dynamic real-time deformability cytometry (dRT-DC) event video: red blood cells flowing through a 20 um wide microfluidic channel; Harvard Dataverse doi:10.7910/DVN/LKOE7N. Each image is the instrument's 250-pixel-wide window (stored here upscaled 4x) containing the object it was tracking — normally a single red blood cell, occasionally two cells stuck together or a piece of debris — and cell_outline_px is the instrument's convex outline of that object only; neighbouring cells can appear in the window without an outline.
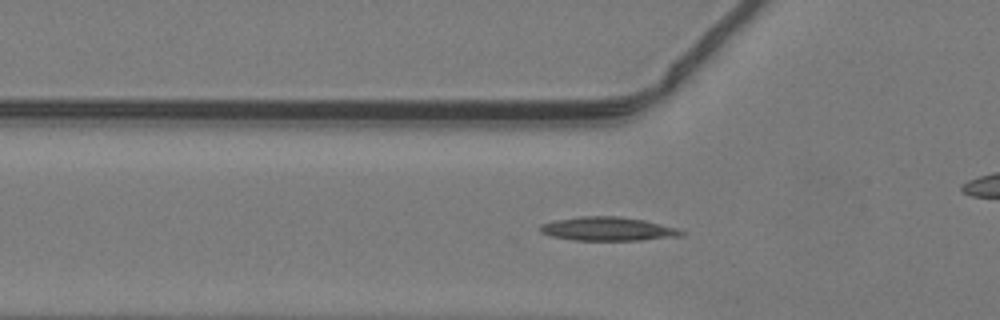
{"species": "common noctule bat (a hibernating species)", "species_latin": "Nyctalus noctula", "temperature_condition": "warm", "stored_images_in_passage": 48, "camera_frame_rate_fps": 3000, "um_per_image_px": 0.085, "animal": {"sex": "male", "body_mass_g": 19.2, "forearm_length_mm": 51.8}, "frame": {"image": 1, "passage_image": 16, "time_ms": 5.0, "image_size_px": [1000, 320], "cell_outline_px": [[688, 232], [684, 236], [640, 240], [572, 240], [552, 236], [540, 232], [540, 224], [556, 220], [584, 216], [616, 216], [644, 220], [676, 228]], "centroid_in_image_um": [51.7, 19.46], "position_along_channel_um": 74.1, "area_um2": 19.48}}
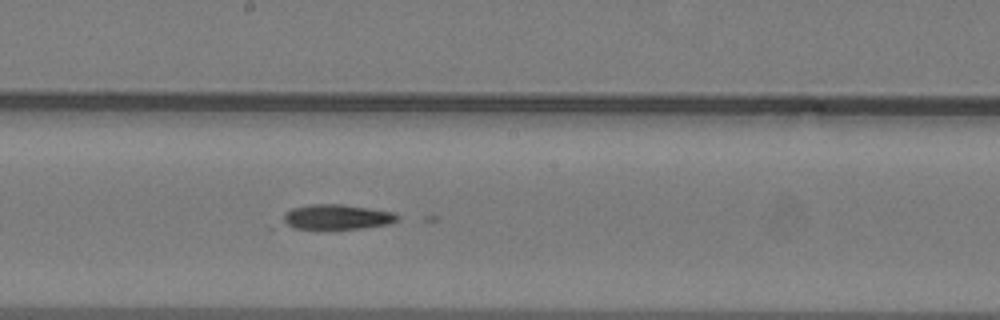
{"frame": {"image": 2, "passage_image": 26, "time_ms": 8.333, "image_size_px": [1000, 320], "cell_outline_px": [[400, 220], [388, 224], [360, 228], [268, 228], [284, 212], [292, 208], [312, 204], [340, 204], [368, 208], [392, 212], [400, 216]], "centroid_in_image_um": [28.35, 18.46], "position_along_channel_um": 219.9, "area_um2": 17.46}}
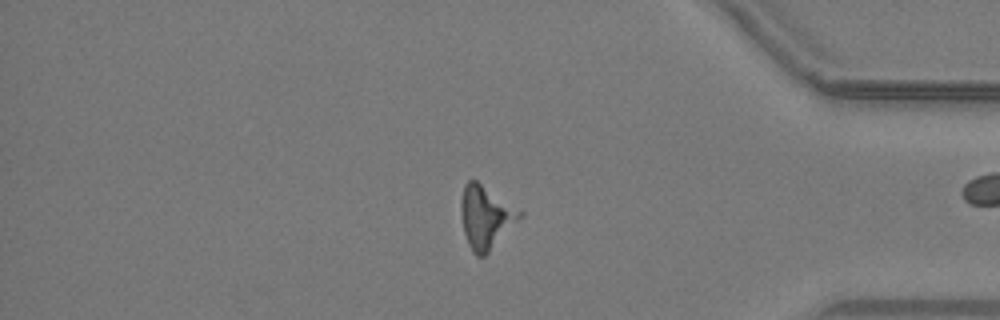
{"frame": {"image": 3, "passage_image": 40, "time_ms": 13.0, "image_size_px": [1000, 320], "cell_outline_px": [[524, 216], [484, 256], [476, 256], [472, 252], [464, 232], [460, 204], [464, 184], [468, 180], [476, 180], [524, 212]], "centroid_in_image_um": [41.31, 18.44], "position_along_channel_um": 393.9, "area_um2": 21.39}}